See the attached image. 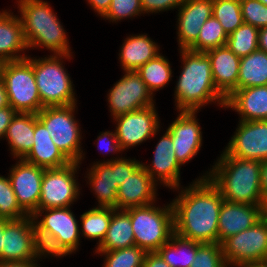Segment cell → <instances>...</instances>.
I'll return each instance as SVG.
<instances>
[{
  "instance_id": "26",
  "label": "cell",
  "mask_w": 267,
  "mask_h": 267,
  "mask_svg": "<svg viewBox=\"0 0 267 267\" xmlns=\"http://www.w3.org/2000/svg\"><path fill=\"white\" fill-rule=\"evenodd\" d=\"M116 159L111 158L103 162L94 163L88 170V178L92 191L98 199V207H110L116 209L117 199V176H116Z\"/></svg>"
},
{
  "instance_id": "45",
  "label": "cell",
  "mask_w": 267,
  "mask_h": 267,
  "mask_svg": "<svg viewBox=\"0 0 267 267\" xmlns=\"http://www.w3.org/2000/svg\"><path fill=\"white\" fill-rule=\"evenodd\" d=\"M16 113L11 106L0 109V139L5 137L7 128Z\"/></svg>"
},
{
  "instance_id": "36",
  "label": "cell",
  "mask_w": 267,
  "mask_h": 267,
  "mask_svg": "<svg viewBox=\"0 0 267 267\" xmlns=\"http://www.w3.org/2000/svg\"><path fill=\"white\" fill-rule=\"evenodd\" d=\"M212 15L220 22L227 35L244 23L240 0H213Z\"/></svg>"
},
{
  "instance_id": "22",
  "label": "cell",
  "mask_w": 267,
  "mask_h": 267,
  "mask_svg": "<svg viewBox=\"0 0 267 267\" xmlns=\"http://www.w3.org/2000/svg\"><path fill=\"white\" fill-rule=\"evenodd\" d=\"M205 53L211 62L215 86L227 98L237 90L240 57L236 56L227 45L211 49Z\"/></svg>"
},
{
  "instance_id": "48",
  "label": "cell",
  "mask_w": 267,
  "mask_h": 267,
  "mask_svg": "<svg viewBox=\"0 0 267 267\" xmlns=\"http://www.w3.org/2000/svg\"><path fill=\"white\" fill-rule=\"evenodd\" d=\"M37 260L20 262H0V267H40Z\"/></svg>"
},
{
  "instance_id": "40",
  "label": "cell",
  "mask_w": 267,
  "mask_h": 267,
  "mask_svg": "<svg viewBox=\"0 0 267 267\" xmlns=\"http://www.w3.org/2000/svg\"><path fill=\"white\" fill-rule=\"evenodd\" d=\"M243 22L262 29L267 26V6L259 0H240Z\"/></svg>"
},
{
  "instance_id": "3",
  "label": "cell",
  "mask_w": 267,
  "mask_h": 267,
  "mask_svg": "<svg viewBox=\"0 0 267 267\" xmlns=\"http://www.w3.org/2000/svg\"><path fill=\"white\" fill-rule=\"evenodd\" d=\"M179 50L183 67L174 91L176 109L198 111L202 106L214 101L225 108L226 98L215 86L207 54L189 49Z\"/></svg>"
},
{
  "instance_id": "42",
  "label": "cell",
  "mask_w": 267,
  "mask_h": 267,
  "mask_svg": "<svg viewBox=\"0 0 267 267\" xmlns=\"http://www.w3.org/2000/svg\"><path fill=\"white\" fill-rule=\"evenodd\" d=\"M186 0H141L143 14L179 8Z\"/></svg>"
},
{
  "instance_id": "15",
  "label": "cell",
  "mask_w": 267,
  "mask_h": 267,
  "mask_svg": "<svg viewBox=\"0 0 267 267\" xmlns=\"http://www.w3.org/2000/svg\"><path fill=\"white\" fill-rule=\"evenodd\" d=\"M224 152L245 160H267V120L240 121Z\"/></svg>"
},
{
  "instance_id": "46",
  "label": "cell",
  "mask_w": 267,
  "mask_h": 267,
  "mask_svg": "<svg viewBox=\"0 0 267 267\" xmlns=\"http://www.w3.org/2000/svg\"><path fill=\"white\" fill-rule=\"evenodd\" d=\"M143 267H170L160 256L155 252H147L144 258Z\"/></svg>"
},
{
  "instance_id": "30",
  "label": "cell",
  "mask_w": 267,
  "mask_h": 267,
  "mask_svg": "<svg viewBox=\"0 0 267 267\" xmlns=\"http://www.w3.org/2000/svg\"><path fill=\"white\" fill-rule=\"evenodd\" d=\"M202 244L173 233L170 240L163 244L157 252L170 267H190L195 259L197 249Z\"/></svg>"
},
{
  "instance_id": "33",
  "label": "cell",
  "mask_w": 267,
  "mask_h": 267,
  "mask_svg": "<svg viewBox=\"0 0 267 267\" xmlns=\"http://www.w3.org/2000/svg\"><path fill=\"white\" fill-rule=\"evenodd\" d=\"M136 72L152 94H154V91L156 92L164 88L170 79H172L170 62L161 54L142 65Z\"/></svg>"
},
{
  "instance_id": "29",
  "label": "cell",
  "mask_w": 267,
  "mask_h": 267,
  "mask_svg": "<svg viewBox=\"0 0 267 267\" xmlns=\"http://www.w3.org/2000/svg\"><path fill=\"white\" fill-rule=\"evenodd\" d=\"M135 246L130 215L125 210L112 208V217L106 236L95 251H112Z\"/></svg>"
},
{
  "instance_id": "6",
  "label": "cell",
  "mask_w": 267,
  "mask_h": 267,
  "mask_svg": "<svg viewBox=\"0 0 267 267\" xmlns=\"http://www.w3.org/2000/svg\"><path fill=\"white\" fill-rule=\"evenodd\" d=\"M71 56L52 54L39 59L26 57L33 66L43 108L77 104L73 82L62 64L63 58L71 59Z\"/></svg>"
},
{
  "instance_id": "24",
  "label": "cell",
  "mask_w": 267,
  "mask_h": 267,
  "mask_svg": "<svg viewBox=\"0 0 267 267\" xmlns=\"http://www.w3.org/2000/svg\"><path fill=\"white\" fill-rule=\"evenodd\" d=\"M34 144L24 161L36 166L51 169L61 168L71 163L52 141L46 127L34 114Z\"/></svg>"
},
{
  "instance_id": "54",
  "label": "cell",
  "mask_w": 267,
  "mask_h": 267,
  "mask_svg": "<svg viewBox=\"0 0 267 267\" xmlns=\"http://www.w3.org/2000/svg\"><path fill=\"white\" fill-rule=\"evenodd\" d=\"M241 267H267V262L265 263H256V264H246Z\"/></svg>"
},
{
  "instance_id": "13",
  "label": "cell",
  "mask_w": 267,
  "mask_h": 267,
  "mask_svg": "<svg viewBox=\"0 0 267 267\" xmlns=\"http://www.w3.org/2000/svg\"><path fill=\"white\" fill-rule=\"evenodd\" d=\"M107 95L113 119L155 104L153 94L136 71H125Z\"/></svg>"
},
{
  "instance_id": "39",
  "label": "cell",
  "mask_w": 267,
  "mask_h": 267,
  "mask_svg": "<svg viewBox=\"0 0 267 267\" xmlns=\"http://www.w3.org/2000/svg\"><path fill=\"white\" fill-rule=\"evenodd\" d=\"M190 267H228L222 245L219 243H203L196 252Z\"/></svg>"
},
{
  "instance_id": "55",
  "label": "cell",
  "mask_w": 267,
  "mask_h": 267,
  "mask_svg": "<svg viewBox=\"0 0 267 267\" xmlns=\"http://www.w3.org/2000/svg\"><path fill=\"white\" fill-rule=\"evenodd\" d=\"M260 2H262L264 5L267 6V0H259Z\"/></svg>"
},
{
  "instance_id": "51",
  "label": "cell",
  "mask_w": 267,
  "mask_h": 267,
  "mask_svg": "<svg viewBox=\"0 0 267 267\" xmlns=\"http://www.w3.org/2000/svg\"><path fill=\"white\" fill-rule=\"evenodd\" d=\"M8 106H9V102H8L6 87H5L3 80L0 77V109L8 107Z\"/></svg>"
},
{
  "instance_id": "2",
  "label": "cell",
  "mask_w": 267,
  "mask_h": 267,
  "mask_svg": "<svg viewBox=\"0 0 267 267\" xmlns=\"http://www.w3.org/2000/svg\"><path fill=\"white\" fill-rule=\"evenodd\" d=\"M222 152L213 168L199 179L209 178L224 200L262 207L261 162L231 157Z\"/></svg>"
},
{
  "instance_id": "41",
  "label": "cell",
  "mask_w": 267,
  "mask_h": 267,
  "mask_svg": "<svg viewBox=\"0 0 267 267\" xmlns=\"http://www.w3.org/2000/svg\"><path fill=\"white\" fill-rule=\"evenodd\" d=\"M143 13L141 0H112L104 19L117 22Z\"/></svg>"
},
{
  "instance_id": "7",
  "label": "cell",
  "mask_w": 267,
  "mask_h": 267,
  "mask_svg": "<svg viewBox=\"0 0 267 267\" xmlns=\"http://www.w3.org/2000/svg\"><path fill=\"white\" fill-rule=\"evenodd\" d=\"M154 204L125 210L130 215L135 245L146 252L157 251L174 233L172 203L162 208Z\"/></svg>"
},
{
  "instance_id": "34",
  "label": "cell",
  "mask_w": 267,
  "mask_h": 267,
  "mask_svg": "<svg viewBox=\"0 0 267 267\" xmlns=\"http://www.w3.org/2000/svg\"><path fill=\"white\" fill-rule=\"evenodd\" d=\"M228 35L212 15L201 27L198 39L188 48L194 52H207L227 44Z\"/></svg>"
},
{
  "instance_id": "52",
  "label": "cell",
  "mask_w": 267,
  "mask_h": 267,
  "mask_svg": "<svg viewBox=\"0 0 267 267\" xmlns=\"http://www.w3.org/2000/svg\"><path fill=\"white\" fill-rule=\"evenodd\" d=\"M262 215H263V218L267 221V196L264 197L263 206H262Z\"/></svg>"
},
{
  "instance_id": "8",
  "label": "cell",
  "mask_w": 267,
  "mask_h": 267,
  "mask_svg": "<svg viewBox=\"0 0 267 267\" xmlns=\"http://www.w3.org/2000/svg\"><path fill=\"white\" fill-rule=\"evenodd\" d=\"M9 106L17 113L37 114L43 107L32 64L27 60L0 63Z\"/></svg>"
},
{
  "instance_id": "28",
  "label": "cell",
  "mask_w": 267,
  "mask_h": 267,
  "mask_svg": "<svg viewBox=\"0 0 267 267\" xmlns=\"http://www.w3.org/2000/svg\"><path fill=\"white\" fill-rule=\"evenodd\" d=\"M4 138L8 140L13 157L23 159L34 144V114L16 113Z\"/></svg>"
},
{
  "instance_id": "43",
  "label": "cell",
  "mask_w": 267,
  "mask_h": 267,
  "mask_svg": "<svg viewBox=\"0 0 267 267\" xmlns=\"http://www.w3.org/2000/svg\"><path fill=\"white\" fill-rule=\"evenodd\" d=\"M142 163L136 159H116L117 184L120 186Z\"/></svg>"
},
{
  "instance_id": "16",
  "label": "cell",
  "mask_w": 267,
  "mask_h": 267,
  "mask_svg": "<svg viewBox=\"0 0 267 267\" xmlns=\"http://www.w3.org/2000/svg\"><path fill=\"white\" fill-rule=\"evenodd\" d=\"M45 168L30 164L23 159L9 170V178L18 204L28 214L38 210L42 178Z\"/></svg>"
},
{
  "instance_id": "23",
  "label": "cell",
  "mask_w": 267,
  "mask_h": 267,
  "mask_svg": "<svg viewBox=\"0 0 267 267\" xmlns=\"http://www.w3.org/2000/svg\"><path fill=\"white\" fill-rule=\"evenodd\" d=\"M240 115V121L267 120V85L241 88L232 92L225 101Z\"/></svg>"
},
{
  "instance_id": "35",
  "label": "cell",
  "mask_w": 267,
  "mask_h": 267,
  "mask_svg": "<svg viewBox=\"0 0 267 267\" xmlns=\"http://www.w3.org/2000/svg\"><path fill=\"white\" fill-rule=\"evenodd\" d=\"M259 29L243 23L228 35L227 46L238 57H244L258 49Z\"/></svg>"
},
{
  "instance_id": "25",
  "label": "cell",
  "mask_w": 267,
  "mask_h": 267,
  "mask_svg": "<svg viewBox=\"0 0 267 267\" xmlns=\"http://www.w3.org/2000/svg\"><path fill=\"white\" fill-rule=\"evenodd\" d=\"M9 12H0V63L23 60L27 57L25 54L20 55L28 49L22 21L19 16Z\"/></svg>"
},
{
  "instance_id": "44",
  "label": "cell",
  "mask_w": 267,
  "mask_h": 267,
  "mask_svg": "<svg viewBox=\"0 0 267 267\" xmlns=\"http://www.w3.org/2000/svg\"><path fill=\"white\" fill-rule=\"evenodd\" d=\"M100 135L97 137V146L98 149H103L106 152H111V153H116V152H121L124 151L120 145V143L118 142V139L116 137V133L113 131H105L102 133H99ZM103 142V143H102ZM102 143V146H101ZM103 144L105 145V147H103Z\"/></svg>"
},
{
  "instance_id": "27",
  "label": "cell",
  "mask_w": 267,
  "mask_h": 267,
  "mask_svg": "<svg viewBox=\"0 0 267 267\" xmlns=\"http://www.w3.org/2000/svg\"><path fill=\"white\" fill-rule=\"evenodd\" d=\"M159 50V45L147 34L127 37L119 53L123 71H136L149 60L156 58L160 54Z\"/></svg>"
},
{
  "instance_id": "21",
  "label": "cell",
  "mask_w": 267,
  "mask_h": 267,
  "mask_svg": "<svg viewBox=\"0 0 267 267\" xmlns=\"http://www.w3.org/2000/svg\"><path fill=\"white\" fill-rule=\"evenodd\" d=\"M178 9L179 49H188L198 39L203 24L212 16L213 0H186Z\"/></svg>"
},
{
  "instance_id": "31",
  "label": "cell",
  "mask_w": 267,
  "mask_h": 267,
  "mask_svg": "<svg viewBox=\"0 0 267 267\" xmlns=\"http://www.w3.org/2000/svg\"><path fill=\"white\" fill-rule=\"evenodd\" d=\"M267 85V53L257 49L240 58L237 90Z\"/></svg>"
},
{
  "instance_id": "37",
  "label": "cell",
  "mask_w": 267,
  "mask_h": 267,
  "mask_svg": "<svg viewBox=\"0 0 267 267\" xmlns=\"http://www.w3.org/2000/svg\"><path fill=\"white\" fill-rule=\"evenodd\" d=\"M106 255L103 267H143L146 251L138 246L116 249L112 251H95Z\"/></svg>"
},
{
  "instance_id": "20",
  "label": "cell",
  "mask_w": 267,
  "mask_h": 267,
  "mask_svg": "<svg viewBox=\"0 0 267 267\" xmlns=\"http://www.w3.org/2000/svg\"><path fill=\"white\" fill-rule=\"evenodd\" d=\"M142 166L155 182L160 181V184L170 189L179 190L181 165L176 160L174 145L168 130L155 147L152 165L142 163Z\"/></svg>"
},
{
  "instance_id": "12",
  "label": "cell",
  "mask_w": 267,
  "mask_h": 267,
  "mask_svg": "<svg viewBox=\"0 0 267 267\" xmlns=\"http://www.w3.org/2000/svg\"><path fill=\"white\" fill-rule=\"evenodd\" d=\"M80 163L71 162L61 168L45 169L38 209L70 207L79 197L76 179Z\"/></svg>"
},
{
  "instance_id": "4",
  "label": "cell",
  "mask_w": 267,
  "mask_h": 267,
  "mask_svg": "<svg viewBox=\"0 0 267 267\" xmlns=\"http://www.w3.org/2000/svg\"><path fill=\"white\" fill-rule=\"evenodd\" d=\"M17 2L29 49L46 47L53 54L72 55L66 31L47 1L18 0Z\"/></svg>"
},
{
  "instance_id": "32",
  "label": "cell",
  "mask_w": 267,
  "mask_h": 267,
  "mask_svg": "<svg viewBox=\"0 0 267 267\" xmlns=\"http://www.w3.org/2000/svg\"><path fill=\"white\" fill-rule=\"evenodd\" d=\"M112 217V208L94 207L80 216L82 236L87 239H98L99 246L104 240Z\"/></svg>"
},
{
  "instance_id": "1",
  "label": "cell",
  "mask_w": 267,
  "mask_h": 267,
  "mask_svg": "<svg viewBox=\"0 0 267 267\" xmlns=\"http://www.w3.org/2000/svg\"><path fill=\"white\" fill-rule=\"evenodd\" d=\"M176 197L171 202L174 233L200 243H218V221L224 199L209 178L196 179Z\"/></svg>"
},
{
  "instance_id": "53",
  "label": "cell",
  "mask_w": 267,
  "mask_h": 267,
  "mask_svg": "<svg viewBox=\"0 0 267 267\" xmlns=\"http://www.w3.org/2000/svg\"><path fill=\"white\" fill-rule=\"evenodd\" d=\"M3 219L0 218V255L2 251Z\"/></svg>"
},
{
  "instance_id": "38",
  "label": "cell",
  "mask_w": 267,
  "mask_h": 267,
  "mask_svg": "<svg viewBox=\"0 0 267 267\" xmlns=\"http://www.w3.org/2000/svg\"><path fill=\"white\" fill-rule=\"evenodd\" d=\"M28 216L18 204L9 176L0 175V218L17 220Z\"/></svg>"
},
{
  "instance_id": "47",
  "label": "cell",
  "mask_w": 267,
  "mask_h": 267,
  "mask_svg": "<svg viewBox=\"0 0 267 267\" xmlns=\"http://www.w3.org/2000/svg\"><path fill=\"white\" fill-rule=\"evenodd\" d=\"M88 3L91 5L93 10L101 17H103L110 5L112 0H87Z\"/></svg>"
},
{
  "instance_id": "17",
  "label": "cell",
  "mask_w": 267,
  "mask_h": 267,
  "mask_svg": "<svg viewBox=\"0 0 267 267\" xmlns=\"http://www.w3.org/2000/svg\"><path fill=\"white\" fill-rule=\"evenodd\" d=\"M196 113L197 111H179L178 117L167 128L171 134L176 160L181 166L201 150L202 128L196 119Z\"/></svg>"
},
{
  "instance_id": "5",
  "label": "cell",
  "mask_w": 267,
  "mask_h": 267,
  "mask_svg": "<svg viewBox=\"0 0 267 267\" xmlns=\"http://www.w3.org/2000/svg\"><path fill=\"white\" fill-rule=\"evenodd\" d=\"M70 208L38 209L32 215L43 256L64 257L78 249L80 227Z\"/></svg>"
},
{
  "instance_id": "19",
  "label": "cell",
  "mask_w": 267,
  "mask_h": 267,
  "mask_svg": "<svg viewBox=\"0 0 267 267\" xmlns=\"http://www.w3.org/2000/svg\"><path fill=\"white\" fill-rule=\"evenodd\" d=\"M263 218L260 205L223 200L218 221V243L254 226Z\"/></svg>"
},
{
  "instance_id": "49",
  "label": "cell",
  "mask_w": 267,
  "mask_h": 267,
  "mask_svg": "<svg viewBox=\"0 0 267 267\" xmlns=\"http://www.w3.org/2000/svg\"><path fill=\"white\" fill-rule=\"evenodd\" d=\"M260 182L262 194L265 197L267 196V160L261 162Z\"/></svg>"
},
{
  "instance_id": "14",
  "label": "cell",
  "mask_w": 267,
  "mask_h": 267,
  "mask_svg": "<svg viewBox=\"0 0 267 267\" xmlns=\"http://www.w3.org/2000/svg\"><path fill=\"white\" fill-rule=\"evenodd\" d=\"M114 121L117 125L114 131L123 150L155 137L160 128L155 105L117 116Z\"/></svg>"
},
{
  "instance_id": "11",
  "label": "cell",
  "mask_w": 267,
  "mask_h": 267,
  "mask_svg": "<svg viewBox=\"0 0 267 267\" xmlns=\"http://www.w3.org/2000/svg\"><path fill=\"white\" fill-rule=\"evenodd\" d=\"M221 245L228 267L267 262V221L262 218L247 230L230 236Z\"/></svg>"
},
{
  "instance_id": "10",
  "label": "cell",
  "mask_w": 267,
  "mask_h": 267,
  "mask_svg": "<svg viewBox=\"0 0 267 267\" xmlns=\"http://www.w3.org/2000/svg\"><path fill=\"white\" fill-rule=\"evenodd\" d=\"M42 257L32 215L17 220L3 219L0 262L33 261Z\"/></svg>"
},
{
  "instance_id": "50",
  "label": "cell",
  "mask_w": 267,
  "mask_h": 267,
  "mask_svg": "<svg viewBox=\"0 0 267 267\" xmlns=\"http://www.w3.org/2000/svg\"><path fill=\"white\" fill-rule=\"evenodd\" d=\"M258 49L267 53V26L259 29L258 33Z\"/></svg>"
},
{
  "instance_id": "9",
  "label": "cell",
  "mask_w": 267,
  "mask_h": 267,
  "mask_svg": "<svg viewBox=\"0 0 267 267\" xmlns=\"http://www.w3.org/2000/svg\"><path fill=\"white\" fill-rule=\"evenodd\" d=\"M76 104L69 106L44 107L36 115L46 127L52 141L70 161L82 163L84 154L81 145V130L74 119Z\"/></svg>"
},
{
  "instance_id": "18",
  "label": "cell",
  "mask_w": 267,
  "mask_h": 267,
  "mask_svg": "<svg viewBox=\"0 0 267 267\" xmlns=\"http://www.w3.org/2000/svg\"><path fill=\"white\" fill-rule=\"evenodd\" d=\"M157 184L141 164L118 187L116 209L126 210L155 203Z\"/></svg>"
}]
</instances>
